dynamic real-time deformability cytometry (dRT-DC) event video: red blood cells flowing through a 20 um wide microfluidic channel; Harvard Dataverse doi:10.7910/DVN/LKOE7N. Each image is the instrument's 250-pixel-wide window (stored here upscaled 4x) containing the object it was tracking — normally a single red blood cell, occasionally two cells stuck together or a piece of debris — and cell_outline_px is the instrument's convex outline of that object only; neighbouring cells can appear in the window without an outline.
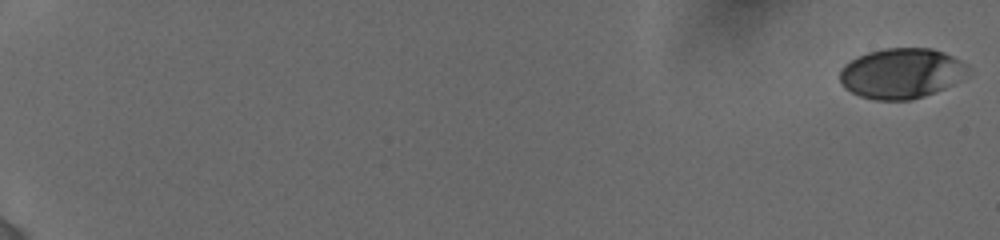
{"species": "human", "species_latin": "Homo sapiens", "temperature_condition": "cold", "stored_images_in_passage": 15, "camera_frame_rate_fps": 3000, "um_per_image_px": 0.085, "donor": {"sex": "female"}, "frame": {"image": 1, "passage_image": 1, "time_ms": 0.0, "image_size_px": [1000, 240], "cell_outline_px": [[968, 68], [952, 84], [944, 88], [924, 96], [908, 100], [876, 100], [860, 96], [844, 88], [840, 80], [840, 68], [844, 64], [868, 52], [884, 48], [932, 48], [944, 52], [968, 64]], "centroid_in_image_um": [76.56, 6.23], "position_along_channel_um": 8.4, "area_um2": 37.11}}
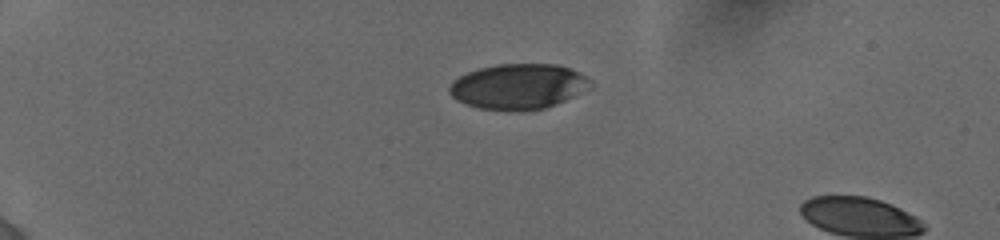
{"frame": {"image": 2, "passage_image": 13, "time_ms": 5.0, "image_size_px": [1000, 240], "cell_outline_px": [[592, 88], [564, 100], [544, 108], [520, 112], [516, 112], [480, 108], [456, 100], [448, 92], [448, 88], [452, 80], [468, 72], [480, 68], [496, 64], [556, 64], [568, 68], [592, 80]], "centroid_in_image_um": [44.04, 7.36], "position_along_channel_um": 41.0, "area_um2": 37.34}}